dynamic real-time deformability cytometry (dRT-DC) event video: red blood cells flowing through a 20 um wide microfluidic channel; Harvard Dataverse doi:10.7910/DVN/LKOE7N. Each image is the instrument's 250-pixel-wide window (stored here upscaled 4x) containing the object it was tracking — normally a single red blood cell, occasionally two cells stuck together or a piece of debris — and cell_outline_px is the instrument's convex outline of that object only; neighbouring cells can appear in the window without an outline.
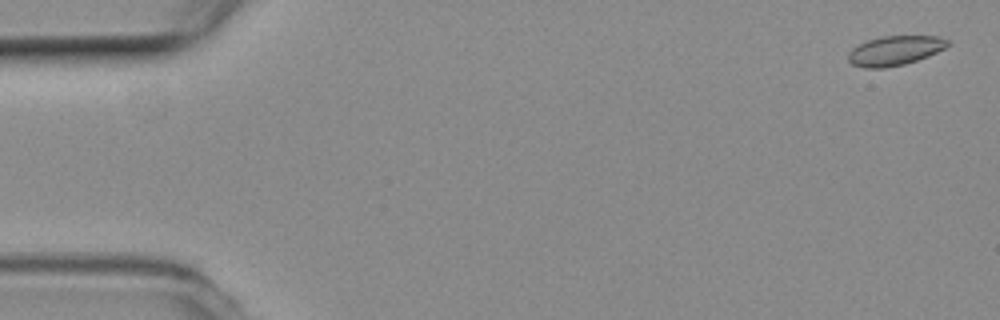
{"species": "common noctule bat (a hibernating species)", "species_latin": "Nyctalus noctula", "temperature_condition": "room temperature", "stored_images_in_passage": 55, "camera_frame_rate_fps": 3000, "um_per_image_px": 0.085, "animal": {"sex": "female", "body_mass_g": 19.3, "forearm_length_mm": 54.1}, "frame": {"image": 1, "passage_image": 2, "time_ms": 0.333, "image_size_px": [1000, 320], "cell_outline_px": [[948, 44], [944, 48], [928, 56], [904, 64], [884, 68], [864, 68], [852, 64], [848, 60], [848, 52], [852, 48], [868, 40], [880, 36], [940, 36], [948, 40]], "centroid_in_image_um": [76.03, 4.3], "position_along_channel_um": 9.0, "area_um2": 16.99}}
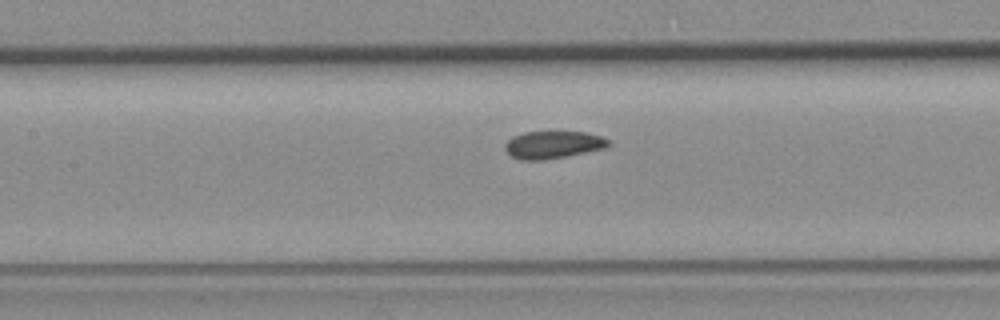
{"frame": {"image": 2, "passage_image": 25, "time_ms": 8.0, "image_size_px": [1000, 320], "cell_outline_px": [[612, 144], [608, 148], [564, 156], [540, 160], [520, 160], [512, 156], [504, 148], [504, 144], [512, 136], [524, 132], [584, 132], [600, 136], [608, 140]], "centroid_in_image_um": [47.01, 12.3], "position_along_channel_um": 160.4, "area_um2": 16.47}}
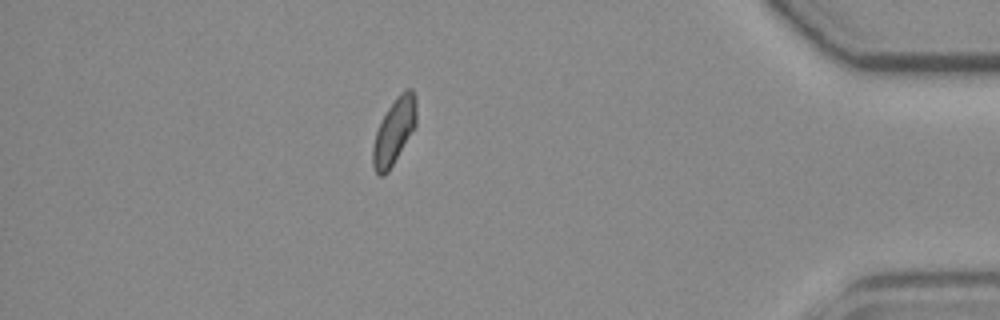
{"frame": {"image": 3, "passage_image": 48, "time_ms": 15.667, "image_size_px": [1000, 320], "cell_outline_px": [[416, 128], [388, 172], [384, 176], [380, 176], [376, 172], [372, 164], [372, 148], [376, 132], [388, 108], [396, 96], [404, 88], [412, 88], [416, 96]], "centroid_in_image_um": [33.53, 11.15], "position_along_channel_um": 401.7, "area_um2": 16.94}, "authors_computed_cell_mechanics": {"area_um2": 16.9932, "velocity_mm_per_s": 3.7638, "shape_relaxation_time_tau1_ms": 5.5843, "shape_relaxation_time_tau2_ms": 1.7272, "deformation_change_tau1": 0.0953, "deformation_change_tau2": 0.0609}}